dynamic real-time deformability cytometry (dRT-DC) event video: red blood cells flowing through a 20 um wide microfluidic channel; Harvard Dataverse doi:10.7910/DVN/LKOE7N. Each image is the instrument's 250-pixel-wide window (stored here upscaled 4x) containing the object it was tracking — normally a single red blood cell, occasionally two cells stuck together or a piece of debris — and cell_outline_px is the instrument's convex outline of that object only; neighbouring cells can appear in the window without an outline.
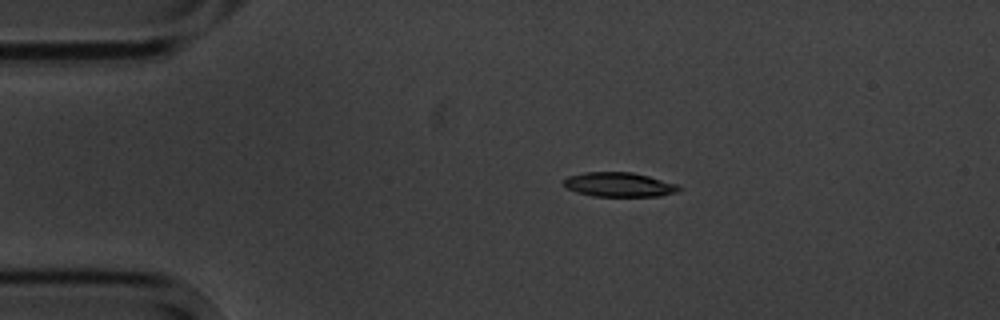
{"species": "common noctule bat (a hibernating species)", "species_latin": "Nyctalus noctula", "temperature_condition": "cold", "stored_images_in_passage": 15, "camera_frame_rate_fps": 3000, "um_per_image_px": 0.085, "animal": {"sex": "male", "body_mass_g": 20.1, "forearm_length_mm": 53.5}, "frame": {"image": 1, "passage_image": 3, "time_ms": 3.333, "image_size_px": [1000, 320], "cell_outline_px": [[684, 188], [676, 192], [660, 196], [592, 196], [576, 192], [568, 188], [564, 184], [564, 180], [568, 176], [584, 172], [632, 172], [680, 184]], "centroid_in_image_um": [52.68, 15.69], "position_along_channel_um": 32.3, "area_um2": 16.47}}
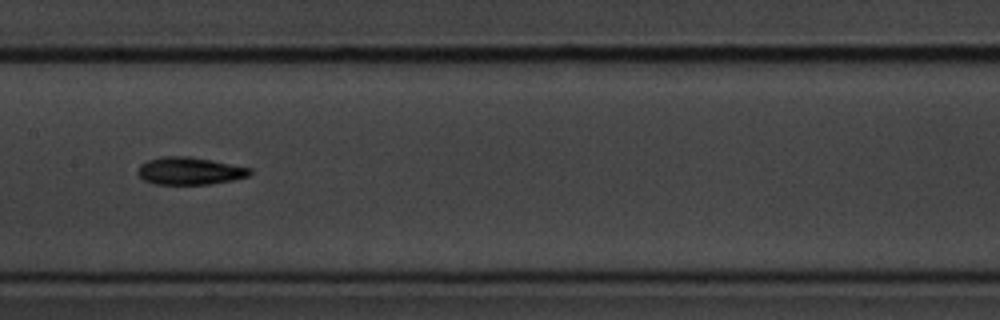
{"frame": {"image": 2, "passage_image": 8, "time_ms": 9.0, "image_size_px": [1000, 320], "cell_outline_px": [[252, 172], [248, 176], [232, 180], [208, 184], [156, 184], [144, 180], [136, 172], [140, 164], [148, 160], [160, 156], [188, 156], [212, 160], [252, 168]], "centroid_in_image_um": [16.11, 14.52], "position_along_channel_um": 191.3, "area_um2": 17.98}}
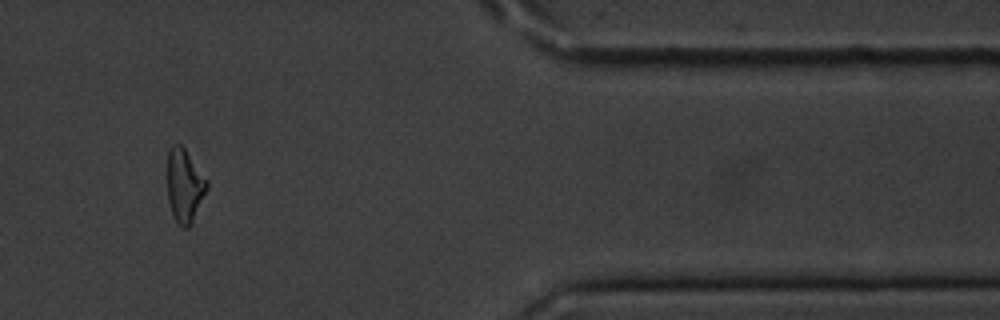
{"frame": {"image": 3, "passage_image": 13, "time_ms": 15.667, "image_size_px": [1000, 320], "cell_outline_px": [[208, 188], [188, 228], [184, 228], [172, 216], [168, 200], [168, 148], [176, 140], [184, 148], [208, 180]], "centroid_in_image_um": [15.67, 15.72], "position_along_channel_um": 395.7, "area_um2": 16.82}, "authors_computed_cell_mechanics": {"area_um2": 16.8198, "velocity_mm_per_s": 3.5379, "shape_relaxation_time_tau1_ms": 2.3291, "shape_relaxation_time_tau2_ms": 6.8234, "deformation_change_tau1": 0.1624, "deformation_change_tau2": 0.1633}}